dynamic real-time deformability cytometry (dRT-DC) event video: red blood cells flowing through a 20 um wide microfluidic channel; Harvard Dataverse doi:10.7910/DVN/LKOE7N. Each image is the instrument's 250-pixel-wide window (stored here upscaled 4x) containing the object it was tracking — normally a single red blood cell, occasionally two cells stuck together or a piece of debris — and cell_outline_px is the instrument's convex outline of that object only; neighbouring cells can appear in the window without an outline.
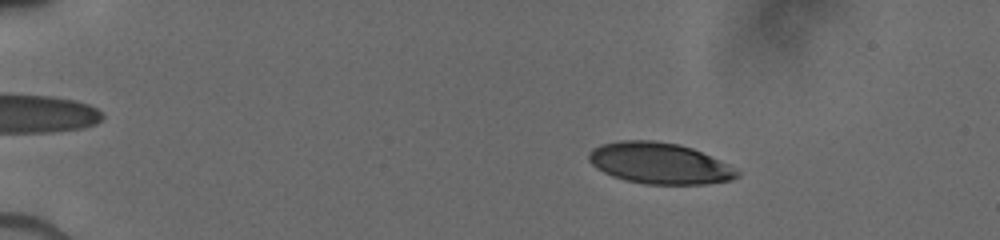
{"species": "human", "species_latin": "Homo sapiens", "temperature_condition": "cold", "stored_images_in_passage": 16, "camera_frame_rate_fps": 3000, "um_per_image_px": 0.085, "donor": {"sex": "male"}, "frame": {"image": 1, "passage_image": 8, "time_ms": 2.667, "image_size_px": [1000, 240], "cell_outline_px": [[740, 176], [732, 180], [708, 184], [644, 184], [624, 180], [612, 176], [596, 168], [588, 160], [588, 152], [592, 148], [600, 144], [620, 140], [652, 140], [680, 144], [692, 148], [728, 164], [740, 172]], "centroid_in_image_um": [56.03, 13.88], "position_along_channel_um": 29.0, "area_um2": 35.84}}
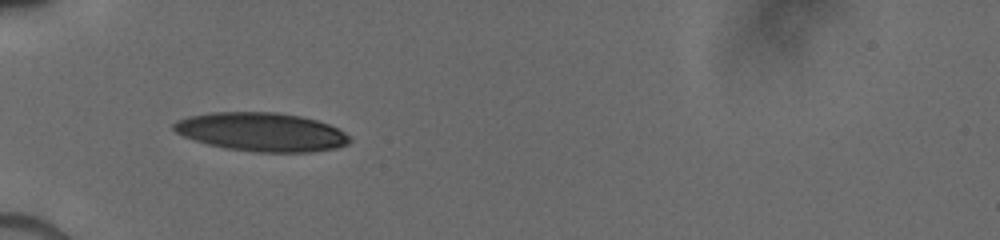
{"frame": {"image": 2, "passage_image": 13, "time_ms": 5.667, "image_size_px": [1000, 240], "cell_outline_px": [[352, 140], [348, 144], [336, 148], [312, 152], [256, 152], [224, 148], [208, 144], [184, 136], [176, 132], [172, 128], [172, 124], [176, 120], [188, 116], [212, 112], [276, 112], [300, 116], [316, 120], [328, 124], [344, 132]], "centroid_in_image_um": [22.21, 11.22], "position_along_channel_um": 62.8, "area_um2": 39.65}}
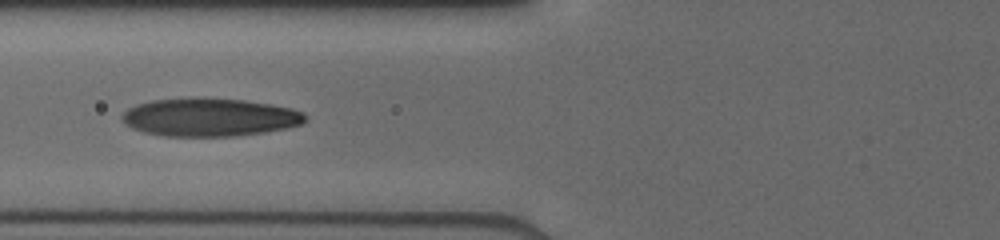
{"frame": {"image": 3, "passage_image": 15, "time_ms": 7.0, "image_size_px": [1000, 240], "cell_outline_px": [[308, 120], [304, 124], [288, 128], [264, 132], [236, 136], [164, 136], [144, 132], [132, 128], [124, 124], [120, 116], [128, 108], [136, 104], [152, 100], [192, 96], [204, 96], [244, 100], [272, 104], [292, 108], [300, 112]], "centroid_in_image_um": [17.8, 9.94], "position_along_channel_um": 108.0, "area_um2": 41.5}}